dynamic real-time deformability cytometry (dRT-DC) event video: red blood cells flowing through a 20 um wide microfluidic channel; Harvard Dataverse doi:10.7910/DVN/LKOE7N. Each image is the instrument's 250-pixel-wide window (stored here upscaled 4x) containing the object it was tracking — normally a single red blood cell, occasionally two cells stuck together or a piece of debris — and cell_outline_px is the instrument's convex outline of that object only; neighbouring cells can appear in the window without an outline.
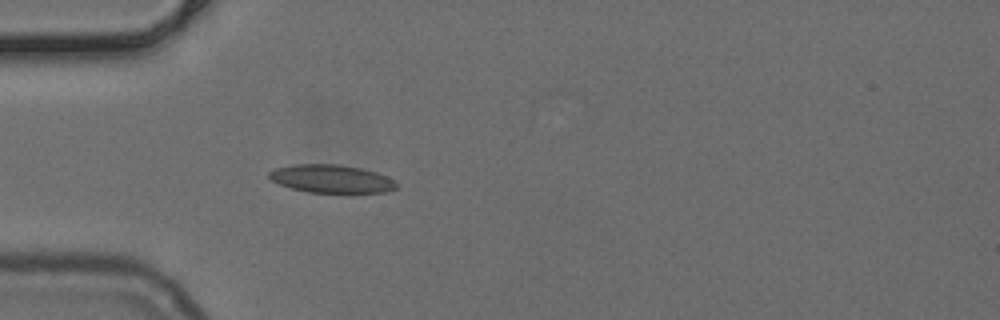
{"species": "common noctule bat (a hibernating species)", "species_latin": "Nyctalus noctula", "temperature_condition": "cold", "stored_images_in_passage": 40, "camera_frame_rate_fps": 3000, "um_per_image_px": 0.085, "animal": {"sex": "female", "body_mass_g": 24.6, "forearm_length_mm": 56.2}, "frame": {"image": 1, "passage_image": 6, "time_ms": 1.667, "image_size_px": [1000, 320], "cell_outline_px": [[396, 188], [388, 192], [308, 192], [292, 188], [280, 184], [272, 180], [268, 176], [268, 172], [276, 168], [292, 164], [340, 164], [360, 168], [376, 172], [388, 176], [396, 180]], "centroid_in_image_um": [28.18, 15.18], "position_along_channel_um": 56.8, "area_um2": 20.81}}
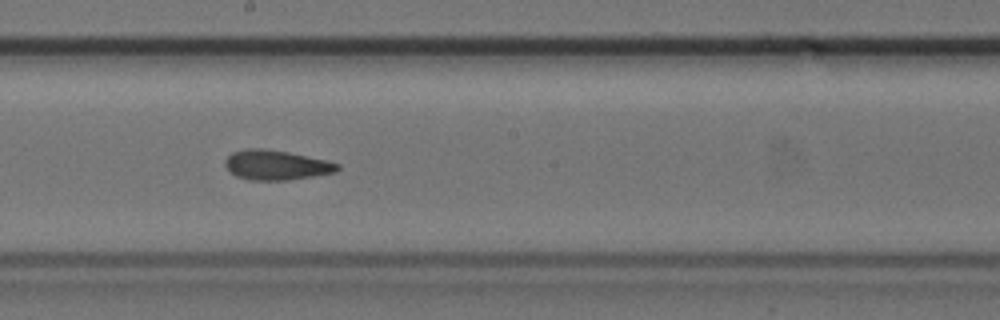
{"frame": {"image": 2, "passage_image": 19, "time_ms": 6.0, "image_size_px": [1000, 320], "cell_outline_px": [[340, 168], [336, 172], [288, 180], [248, 180], [236, 176], [224, 164], [224, 160], [232, 152], [244, 148], [264, 148], [288, 152], [324, 160], [340, 164]], "centroid_in_image_um": [23.45, 14.02], "position_along_channel_um": 224.8, "area_um2": 19.42}}
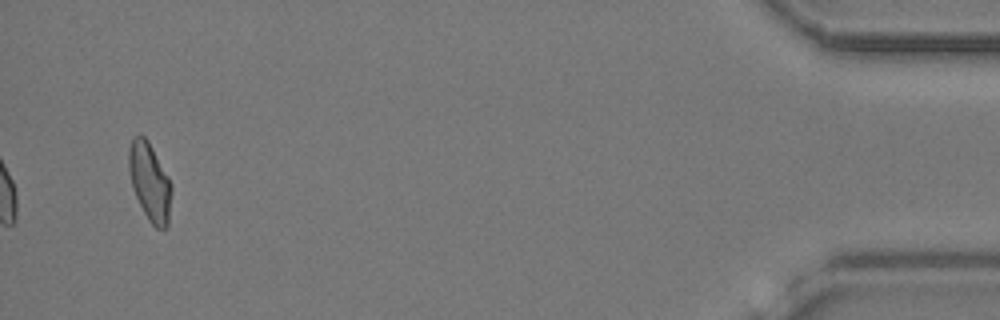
{"frame": {"image": 3, "passage_image": 40, "time_ms": 13.0, "image_size_px": [1000, 320], "cell_outline_px": [[172, 192], [168, 224], [164, 228], [156, 228], [148, 220], [136, 196], [132, 184], [128, 168], [128, 148], [132, 140], [136, 136], [144, 136], [148, 140], [168, 176], [172, 184]], "centroid_in_image_um": [12.74, 15.46], "position_along_channel_um": 422.5, "area_um2": 19.25}}